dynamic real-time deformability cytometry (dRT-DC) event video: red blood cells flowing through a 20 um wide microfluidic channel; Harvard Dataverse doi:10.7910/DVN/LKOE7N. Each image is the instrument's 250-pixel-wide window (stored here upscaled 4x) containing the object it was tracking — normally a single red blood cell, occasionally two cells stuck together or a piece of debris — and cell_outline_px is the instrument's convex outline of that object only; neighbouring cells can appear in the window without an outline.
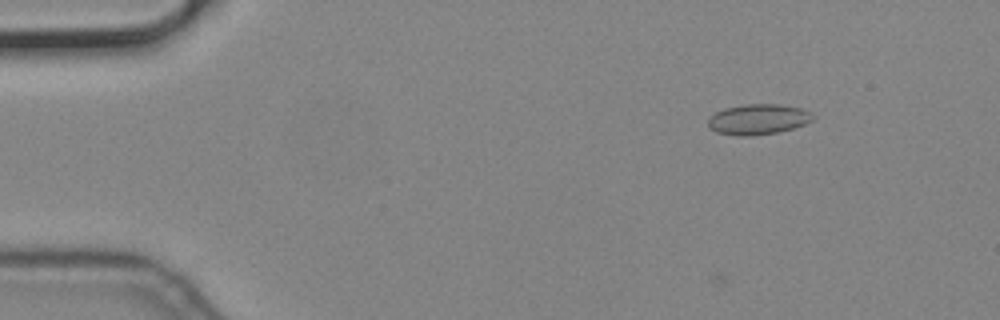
{"species": "common noctule bat (a hibernating species)", "species_latin": "Nyctalus noctula", "temperature_condition": "cold", "stored_images_in_passage": 51, "camera_frame_rate_fps": 3000, "um_per_image_px": 0.085, "animal": {"sex": "male", "body_mass_g": 19.2, "forearm_length_mm": 51.8}, "frame": {"image": 1, "passage_image": 2, "time_ms": 0.333, "image_size_px": [1000, 320], "cell_outline_px": [[812, 120], [804, 124], [792, 128], [776, 132], [752, 136], [736, 136], [716, 132], [708, 128], [708, 116], [724, 108], [744, 104], [780, 104], [800, 108], [812, 112]], "centroid_in_image_um": [64.38, 10.14], "position_along_channel_um": 20.6, "area_um2": 18.67}}
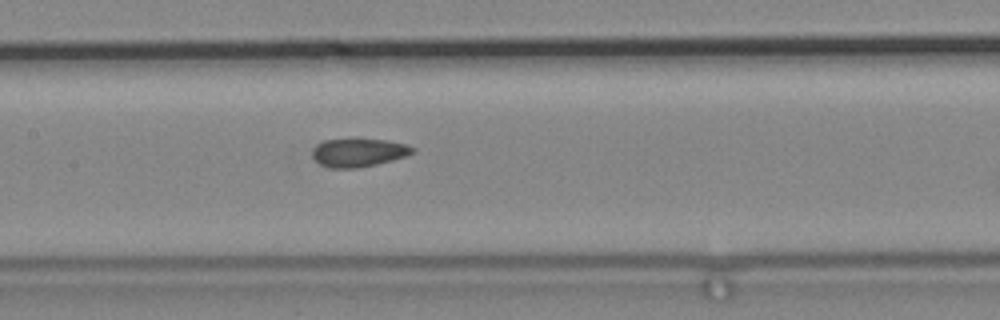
{"frame": {"image": 2, "passage_image": 22, "time_ms": 7.0, "image_size_px": [1000, 320], "cell_outline_px": [[416, 148], [412, 152], [404, 156], [392, 160], [376, 164], [356, 168], [332, 168], [320, 164], [312, 156], [312, 148], [316, 144], [324, 140], [348, 136], [356, 136], [388, 140], [408, 144]], "centroid_in_image_um": [30.44, 12.9], "position_along_channel_um": 177.0, "area_um2": 17.34}}
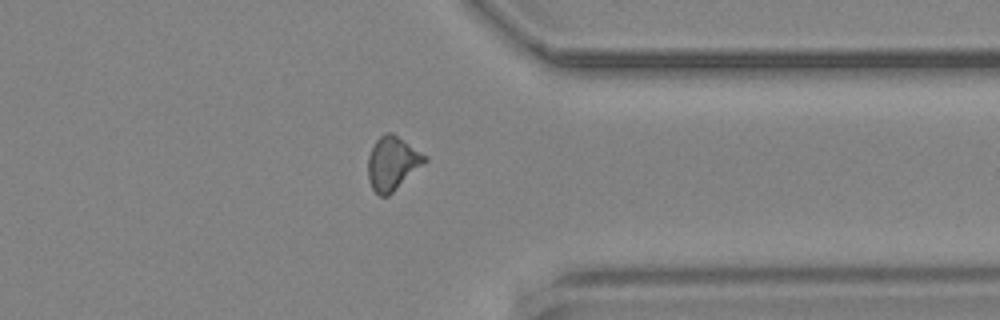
{"frame": {"image": 3, "passage_image": 39, "time_ms": 12.667, "image_size_px": [1000, 320], "cell_outline_px": [[428, 160], [388, 196], [380, 196], [372, 188], [368, 180], [368, 156], [376, 140], [384, 132], [392, 132], [428, 156]], "centroid_in_image_um": [33.36, 13.86], "position_along_channel_um": 378.0, "area_um2": 17.69}}